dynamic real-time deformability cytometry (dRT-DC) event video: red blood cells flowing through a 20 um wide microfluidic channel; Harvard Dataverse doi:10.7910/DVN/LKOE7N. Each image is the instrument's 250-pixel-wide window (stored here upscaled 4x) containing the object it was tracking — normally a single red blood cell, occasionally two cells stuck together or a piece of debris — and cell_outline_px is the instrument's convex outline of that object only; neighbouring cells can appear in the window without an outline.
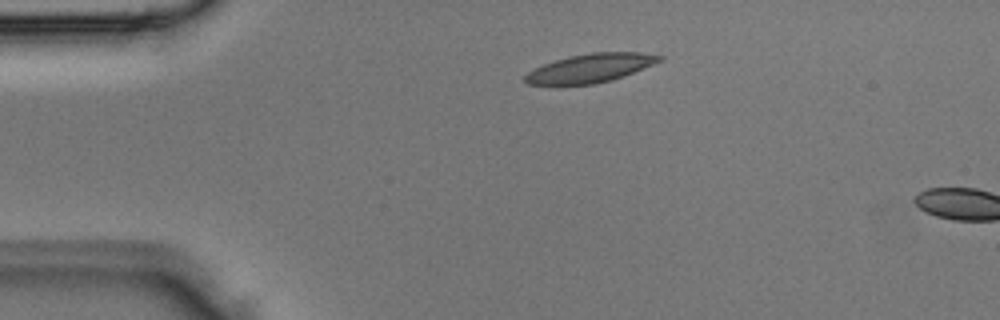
{"species": "Egyptian fruit bat (a non-hibernating species)", "species_latin": "Rousettus aegyptiacus", "temperature_condition": "room temperature", "stored_images_in_passage": 2, "camera_frame_rate_fps": 3000, "um_per_image_px": 0.085, "animal": {"sex": "male"}, "frame": {"image": 1, "passage_image": 1, "time_ms": 0.0, "image_size_px": [1000, 320], "cell_outline_px": [[664, 60], [624, 76], [612, 80], [596, 84], [528, 84], [524, 80], [524, 76], [528, 72], [544, 64], [568, 56], [592, 52], [640, 52], [664, 56]], "centroid_in_image_um": [50.24, 5.78], "position_along_channel_um": 34.8, "area_um2": 22.37}}